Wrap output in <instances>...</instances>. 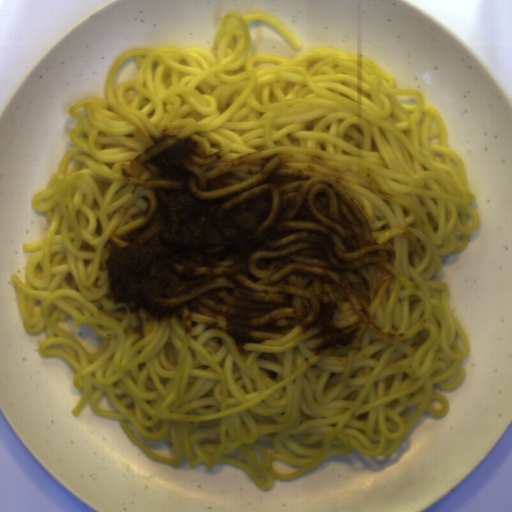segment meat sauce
<instances>
[{
	"instance_id": "meat-sauce-1",
	"label": "meat sauce",
	"mask_w": 512,
	"mask_h": 512,
	"mask_svg": "<svg viewBox=\"0 0 512 512\" xmlns=\"http://www.w3.org/2000/svg\"><path fill=\"white\" fill-rule=\"evenodd\" d=\"M120 167L145 189L140 221L108 237L106 300L145 322L178 317L218 331L243 351L257 332H313L314 353L352 345L362 327L384 340L351 286L373 299L395 275L394 244L376 241L349 180L248 152L221 164L197 139L165 126Z\"/></svg>"
}]
</instances>
